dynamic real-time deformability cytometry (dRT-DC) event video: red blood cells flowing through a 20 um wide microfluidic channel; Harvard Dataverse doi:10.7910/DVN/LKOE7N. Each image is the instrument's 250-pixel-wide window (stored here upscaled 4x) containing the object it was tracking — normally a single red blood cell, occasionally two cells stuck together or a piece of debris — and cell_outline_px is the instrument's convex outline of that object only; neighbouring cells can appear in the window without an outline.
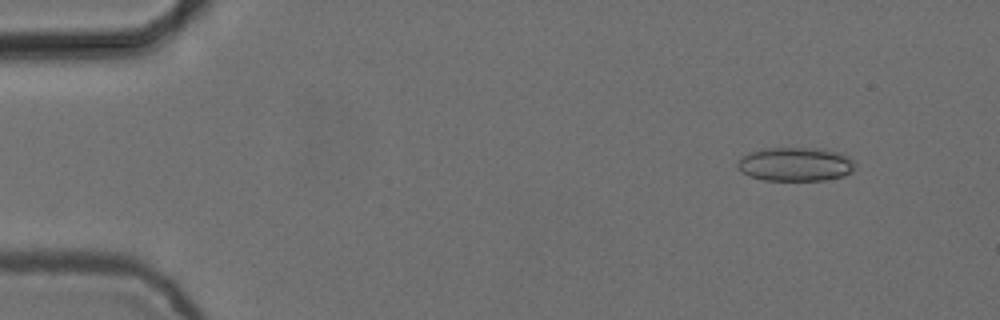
{"species": "common noctule bat (a hibernating species)", "species_latin": "Nyctalus noctula", "temperature_condition": "cold", "stored_images_in_passage": 6, "camera_frame_rate_fps": 3000, "um_per_image_px": 0.085, "animal": {"sex": "female", "body_mass_g": 24.6, "forearm_length_mm": 56.2}, "frame": {"image": 1, "passage_image": 2, "time_ms": 0.333, "image_size_px": [1000, 320], "cell_outline_px": [[856, 164], [852, 172], [840, 176], [824, 180], [764, 180], [748, 176], [740, 172], [736, 164], [748, 152], [764, 148], [820, 148], [836, 152], [848, 156]], "centroid_in_image_um": [67.58, 13.96], "position_along_channel_um": 17.4, "area_um2": 23.18}}
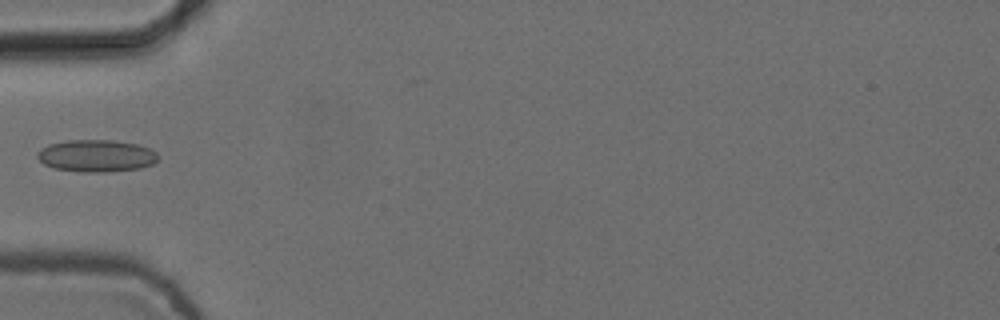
{"frame": {"image": 2, "passage_image": 5, "time_ms": 1.333, "image_size_px": [1000, 320], "cell_outline_px": [[160, 156], [152, 164], [140, 168], [108, 172], [80, 172], [52, 168], [44, 164], [36, 156], [36, 152], [40, 148], [48, 144], [68, 140], [112, 140], [136, 144], [148, 148], [156, 152]], "centroid_in_image_um": [8.15, 13.25], "position_along_channel_um": 76.8, "area_um2": 22.77}}
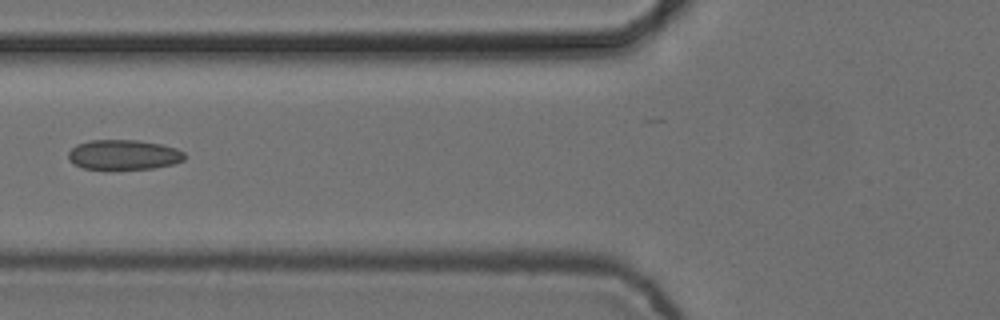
{"frame": {"image": 3, "passage_image": 6, "time_ms": 1.667, "image_size_px": [1000, 320], "cell_outline_px": [[184, 160], [172, 164], [152, 168], [84, 168], [68, 160], [68, 152], [76, 144], [88, 140], [136, 140], [160, 144], [176, 148], [184, 152]], "centroid_in_image_um": [10.49, 13.13], "position_along_channel_um": 115.3, "area_um2": 19.94}}